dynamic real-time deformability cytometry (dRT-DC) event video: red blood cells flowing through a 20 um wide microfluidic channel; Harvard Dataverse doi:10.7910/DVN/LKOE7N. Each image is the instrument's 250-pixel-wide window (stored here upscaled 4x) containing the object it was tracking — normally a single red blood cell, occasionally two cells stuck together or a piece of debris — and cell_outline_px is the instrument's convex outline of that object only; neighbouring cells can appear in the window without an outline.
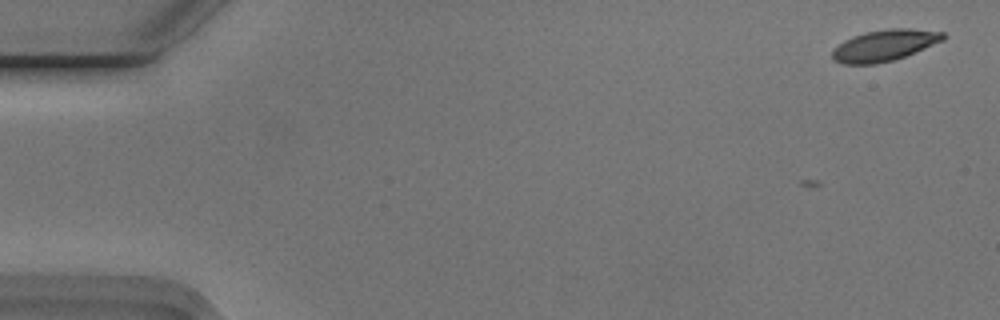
{"species": "Egyptian fruit bat (a non-hibernating species)", "species_latin": "Rousettus aegyptiacus", "temperature_condition": "cold", "stored_images_in_passage": 7, "camera_frame_rate_fps": 3000, "um_per_image_px": 0.085, "animal": {"sex": "male"}, "frame": {"image": 1, "passage_image": 1, "time_ms": 0.0, "image_size_px": [1000, 320], "cell_outline_px": [[944, 40], [904, 56], [892, 60], [876, 64], [844, 64], [832, 60], [832, 52], [844, 40], [852, 36], [864, 32], [888, 28], [908, 28], [944, 32]], "centroid_in_image_um": [75.15, 3.85], "position_along_channel_um": 9.8, "area_um2": 20.06}}
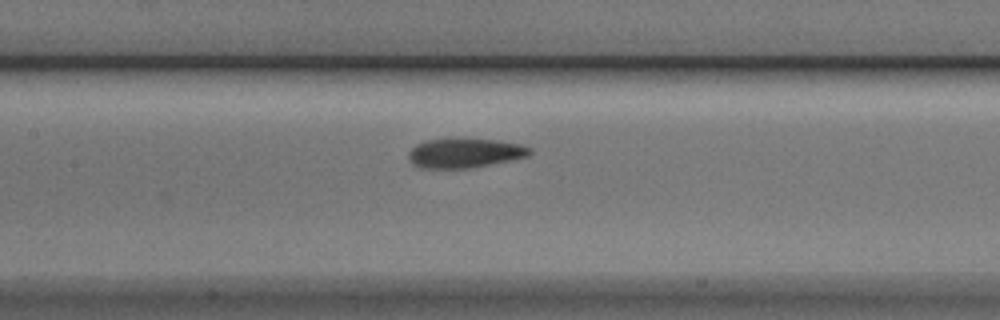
{"frame": {"image": 2, "passage_image": 7, "time_ms": 2.0, "image_size_px": [1000, 320], "cell_outline_px": [[532, 152], [528, 156], [468, 168], [420, 168], [412, 164], [408, 160], [408, 152], [416, 144], [424, 140], [500, 140], [520, 144], [532, 148]], "centroid_in_image_um": [39.47, 13.02], "position_along_channel_um": 167.9, "area_um2": 20.4}}